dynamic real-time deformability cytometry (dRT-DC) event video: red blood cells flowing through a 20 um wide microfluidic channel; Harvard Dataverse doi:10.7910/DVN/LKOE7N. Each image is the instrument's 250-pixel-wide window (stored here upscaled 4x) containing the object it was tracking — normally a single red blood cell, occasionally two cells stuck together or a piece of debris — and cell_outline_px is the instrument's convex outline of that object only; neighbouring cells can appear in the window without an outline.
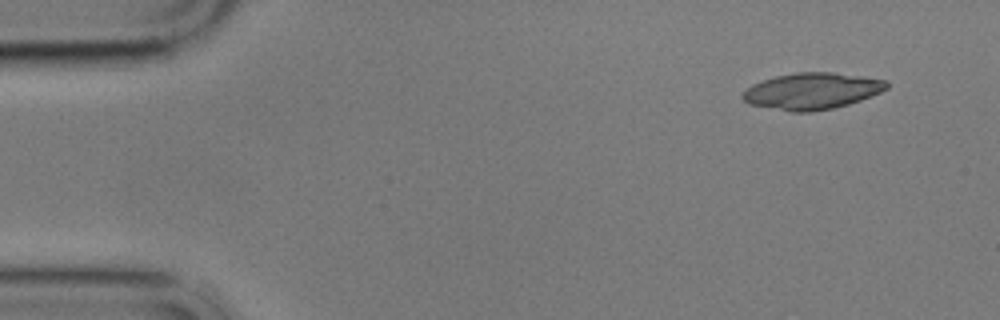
{"species": "common noctule bat (a hibernating species)", "species_latin": "Nyctalus noctula", "temperature_condition": "cold", "stored_images_in_passage": 5, "camera_frame_rate_fps": 3000, "um_per_image_px": 0.085, "animal": {"sex": "male", "body_mass_g": 17.9}, "frame": {"image": 1, "passage_image": 2, "time_ms": 1.0, "image_size_px": [1000, 320], "cell_outline_px": [[888, 88], [880, 92], [860, 100], [848, 104], [832, 108], [812, 112], [792, 112], [748, 104], [740, 96], [752, 84], [776, 76], [796, 72], [832, 72], [888, 80]], "centroid_in_image_um": [69.01, 7.74], "position_along_channel_um": 16.0, "area_um2": 30.52}}